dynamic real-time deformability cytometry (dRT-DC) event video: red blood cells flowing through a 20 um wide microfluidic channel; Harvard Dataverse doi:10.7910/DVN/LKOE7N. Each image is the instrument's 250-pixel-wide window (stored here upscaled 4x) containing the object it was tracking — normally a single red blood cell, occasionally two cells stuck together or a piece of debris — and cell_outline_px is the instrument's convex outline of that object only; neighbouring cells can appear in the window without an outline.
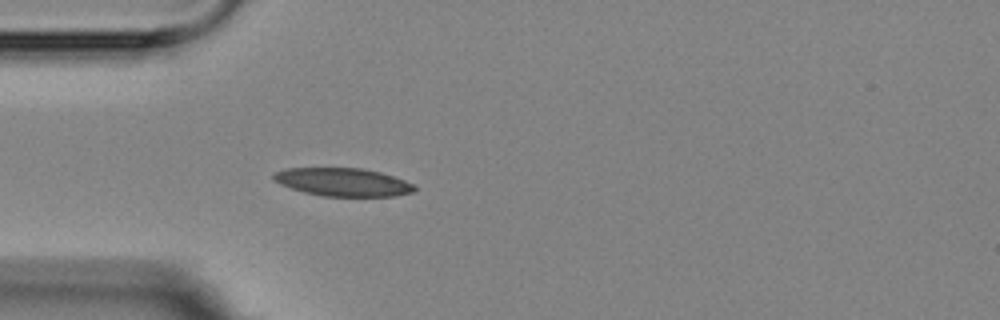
{"species": "Egyptian fruit bat (a non-hibernating species)", "species_latin": "Rousettus aegyptiacus", "temperature_condition": "room temperature", "stored_images_in_passage": 4, "camera_frame_rate_fps": 3000, "um_per_image_px": 0.085, "animal": {"sex": "female"}, "frame": {"image": 1, "passage_image": 4, "time_ms": 4.333, "image_size_px": [1000, 320], "cell_outline_px": [[416, 188], [412, 192], [396, 196], [324, 196], [304, 192], [280, 184], [272, 180], [272, 176], [276, 172], [284, 168], [364, 168], [380, 172], [404, 180], [412, 184]], "centroid_in_image_um": [29.12, 15.47], "position_along_channel_um": 55.9, "area_um2": 23.0}}